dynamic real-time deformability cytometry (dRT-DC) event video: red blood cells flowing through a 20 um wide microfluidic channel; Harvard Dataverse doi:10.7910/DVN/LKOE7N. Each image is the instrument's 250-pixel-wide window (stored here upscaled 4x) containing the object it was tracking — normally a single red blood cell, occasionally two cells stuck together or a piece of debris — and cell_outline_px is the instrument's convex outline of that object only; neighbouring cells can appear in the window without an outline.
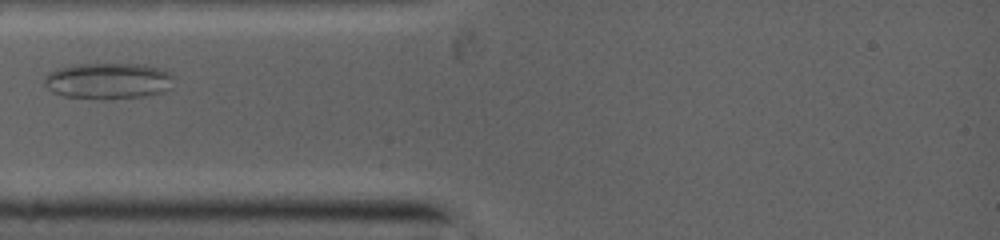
{"species": "common noctule bat (a hibernating species)", "species_latin": "Nyctalus noctula", "temperature_condition": "warm", "stored_images_in_passage": 24, "camera_frame_rate_fps": 5000, "um_per_image_px": 0.085, "animal": {"sex": "female", "body_mass_g": 19.0, "forearm_length_mm": 53.3}, "frame": {"image": 1, "passage_image": 6, "time_ms": 2.6, "image_size_px": [1000, 240], "cell_outline_px": [[172, 76], [156, 92], [136, 96], [64, 96], [48, 88], [44, 84], [44, 80], [52, 72], [60, 68], [80, 64], [144, 64], [168, 72]], "centroid_in_image_um": [9.07, 6.81], "position_along_channel_um": 75.9, "area_um2": 24.85}}
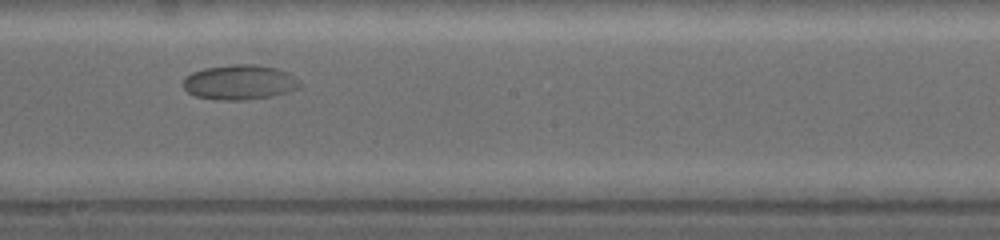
{"frame": {"image": 2, "passage_image": 14, "time_ms": 6.4, "image_size_px": [1000, 240], "cell_outline_px": [[300, 84], [296, 88], [284, 92], [268, 96], [236, 100], [228, 100], [196, 96], [188, 92], [184, 88], [184, 80], [192, 72], [204, 68], [236, 64], [248, 64], [276, 68], [288, 72]], "centroid_in_image_um": [20.32, 6.97], "position_along_channel_um": 227.9, "area_um2": 22.83}}
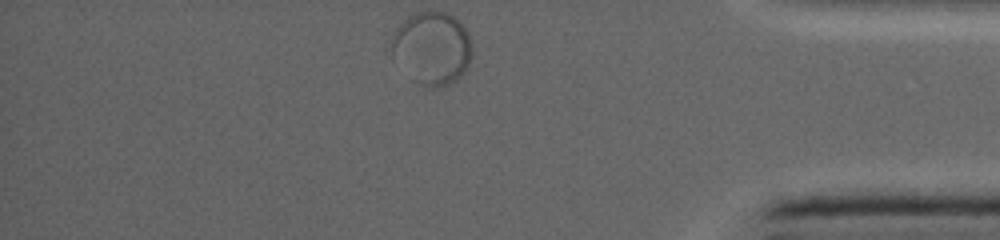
{"frame": {"image": 3, "passage_image": 24, "time_ms": 11.4, "image_size_px": [1000, 240], "cell_outline_px": [[472, 52], [468, 64], [464, 72], [456, 80], [448, 84], [432, 88], [420, 84], [392, 56], [392, 44], [396, 28], [408, 16], [416, 12], [444, 12], [452, 16], [464, 28], [468, 36]], "centroid_in_image_um": [36.73, 4.08], "position_along_channel_um": 398.5, "area_um2": 33.23}}